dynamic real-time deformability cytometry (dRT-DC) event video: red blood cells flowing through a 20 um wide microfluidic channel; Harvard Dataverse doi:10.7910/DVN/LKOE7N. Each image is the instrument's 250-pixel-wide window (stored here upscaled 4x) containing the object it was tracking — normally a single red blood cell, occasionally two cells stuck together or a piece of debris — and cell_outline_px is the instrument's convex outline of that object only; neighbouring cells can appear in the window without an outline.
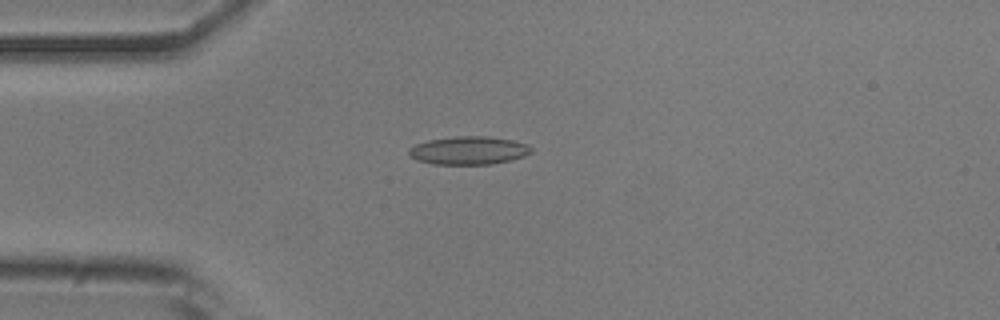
{"species": "common noctule bat (a hibernating species)", "species_latin": "Nyctalus noctula", "temperature_condition": "room temperature", "stored_images_in_passage": 51, "camera_frame_rate_fps": 3000, "um_per_image_px": 0.085, "animal": {"sex": "male", "body_mass_g": 20.5, "forearm_length_mm": 52.5}, "frame": {"image": 1, "passage_image": 13, "time_ms": 4.0, "image_size_px": [1000, 320], "cell_outline_px": [[532, 152], [524, 156], [492, 164], [432, 164], [416, 160], [408, 156], [408, 148], [416, 144], [428, 140], [456, 136], [488, 136], [512, 140], [528, 144], [532, 148]], "centroid_in_image_um": [39.8, 12.78], "position_along_channel_um": 45.2, "area_um2": 20.17}}
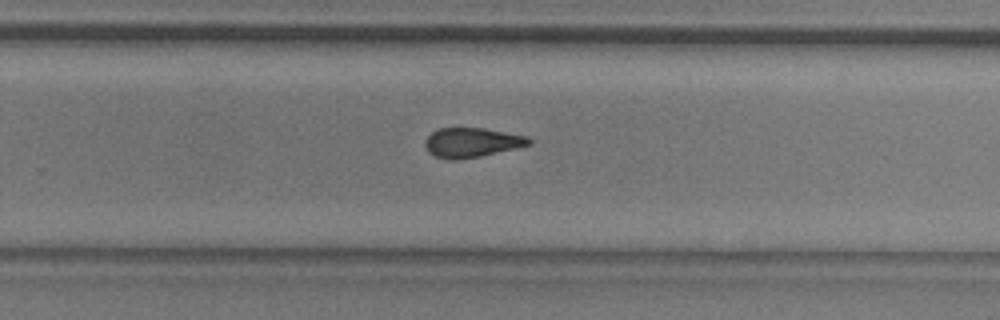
{"frame": {"image": 2, "passage_image": 33, "time_ms": 10.667, "image_size_px": [1000, 320], "cell_outline_px": [[532, 144], [480, 156], [456, 160], [448, 160], [436, 156], [428, 152], [424, 144], [424, 140], [432, 132], [440, 128], [484, 128], [528, 136], [532, 140]], "centroid_in_image_um": [40.09, 12.11], "position_along_channel_um": 289.7, "area_um2": 17.86}}
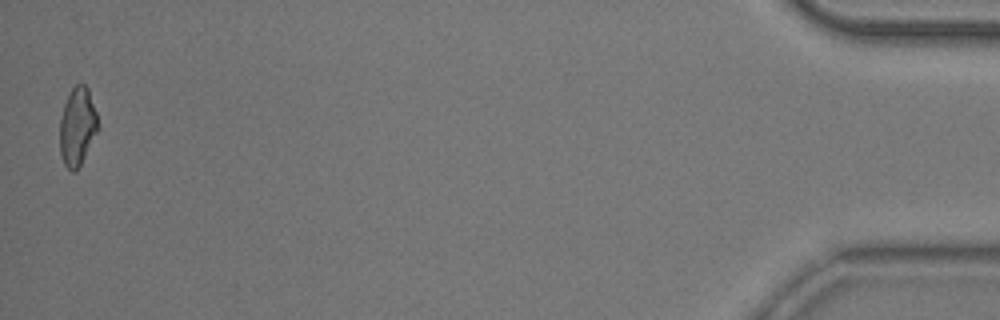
{"frame": {"image": 3, "passage_image": 51, "time_ms": 16.667, "image_size_px": [1000, 320], "cell_outline_px": [[100, 128], [76, 172], [72, 172], [64, 164], [60, 156], [60, 120], [64, 104], [72, 88], [76, 84], [84, 84], [88, 88], [96, 112]], "centroid_in_image_um": [6.59, 10.78], "position_along_channel_um": 428.6, "area_um2": 17.46}, "authors_computed_cell_mechanics": {"area_um2": 18.6694, "velocity_mm_per_s": 3.8959, "shape_relaxation_time_tau1_ms": 7.5787, "shape_relaxation_time_tau2_ms": 1.7124, "deformation_change_tau1": 0.175, "deformation_change_tau2": 0.09}}